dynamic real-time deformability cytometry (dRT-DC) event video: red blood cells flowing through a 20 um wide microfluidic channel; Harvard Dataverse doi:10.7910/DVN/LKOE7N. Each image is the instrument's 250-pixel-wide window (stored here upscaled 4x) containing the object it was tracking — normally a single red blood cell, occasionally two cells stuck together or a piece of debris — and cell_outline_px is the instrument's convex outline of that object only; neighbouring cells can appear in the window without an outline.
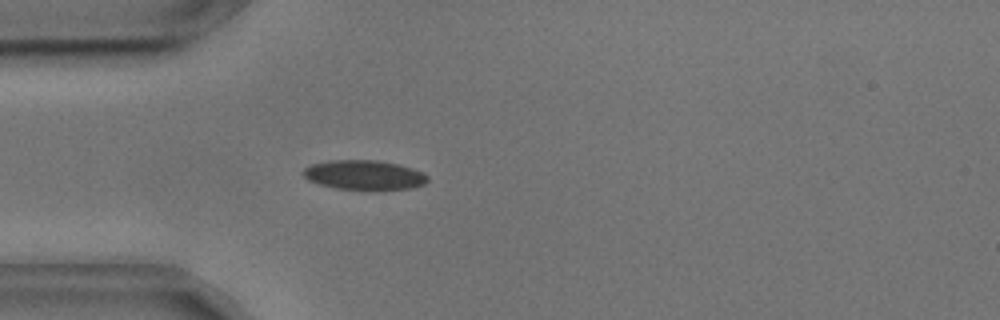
{"species": "common noctule bat (a hibernating species)", "species_latin": "Nyctalus noctula", "temperature_condition": "cold", "stored_images_in_passage": 54, "camera_frame_rate_fps": 3000, "um_per_image_px": 0.085, "animal": {"sex": "male", "body_mass_g": 17.9, "forearm_length_mm": 54.2}, "frame": {"image": 1, "passage_image": 14, "time_ms": 4.333, "image_size_px": [1000, 320], "cell_outline_px": [[428, 180], [424, 184], [408, 188], [376, 192], [372, 192], [336, 188], [320, 184], [308, 180], [304, 176], [304, 168], [312, 164], [328, 160], [376, 160], [396, 164], [412, 168], [424, 172], [428, 176]], "centroid_in_image_um": [30.98, 14.9], "position_along_channel_um": 54.0, "area_um2": 21.91}}
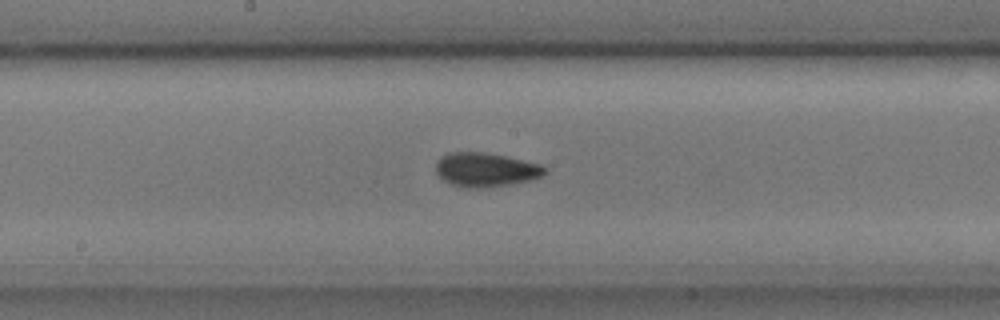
{"frame": {"image": 2, "passage_image": 27, "time_ms": 8.667, "image_size_px": [1000, 320], "cell_outline_px": [[548, 172], [532, 180], [508, 184], [480, 188], [468, 188], [452, 184], [444, 180], [436, 172], [436, 160], [440, 156], [448, 152], [484, 152], [508, 156], [540, 164], [548, 168]], "centroid_in_image_um": [41.29, 14.41], "position_along_channel_um": 206.9, "area_um2": 21.73}}
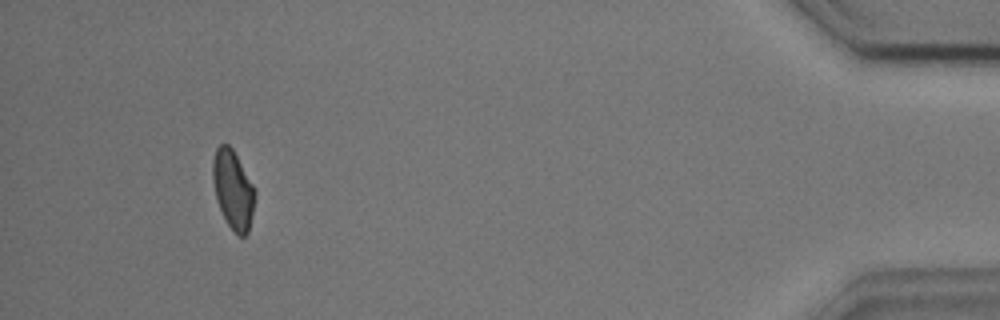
{"frame": {"image": 3, "passage_image": 50, "time_ms": 16.333, "image_size_px": [1000, 320], "cell_outline_px": [[256, 196], [248, 232], [244, 236], [240, 236], [228, 224], [216, 200], [212, 180], [212, 160], [216, 148], [220, 144], [228, 144], [232, 148], [252, 184], [256, 192]], "centroid_in_image_um": [19.79, 16.09], "position_along_channel_um": 415.4, "area_um2": 19.13}, "authors_computed_cell_mechanics": {"area_um2": 20.2011, "velocity_mm_per_s": 3.6274, "shape_relaxation_time_tau1_ms": 3.4394, "shape_relaxation_time_tau2_ms": 2.7013, "deformation_change_tau1": 0.0905, "deformation_change_tau2": 0.0821}}